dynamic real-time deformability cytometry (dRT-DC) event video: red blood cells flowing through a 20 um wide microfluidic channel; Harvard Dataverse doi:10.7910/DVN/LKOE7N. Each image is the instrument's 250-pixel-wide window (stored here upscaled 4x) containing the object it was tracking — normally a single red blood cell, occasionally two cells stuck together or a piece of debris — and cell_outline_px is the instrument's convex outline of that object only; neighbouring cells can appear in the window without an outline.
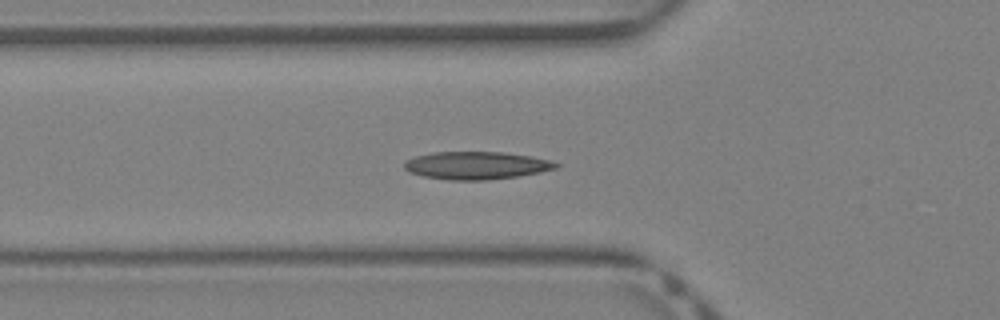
{"species": "Egyptian fruit bat (a non-hibernating species)", "species_latin": "Rousettus aegyptiacus", "temperature_condition": "warm", "stored_images_in_passage": 41, "camera_frame_rate_fps": 3000, "um_per_image_px": 0.085, "animal": {"sex": "female"}, "frame": {"image": 1, "passage_image": 14, "time_ms": 4.333, "image_size_px": [1000, 320], "cell_outline_px": [[560, 164], [556, 168], [540, 172], [516, 176], [488, 180], [448, 180], [424, 176], [408, 172], [404, 168], [404, 160], [416, 156], [432, 152], [504, 152], [552, 160]], "centroid_in_image_um": [40.46, 14.06], "position_along_channel_um": 85.3, "area_um2": 24.51}}
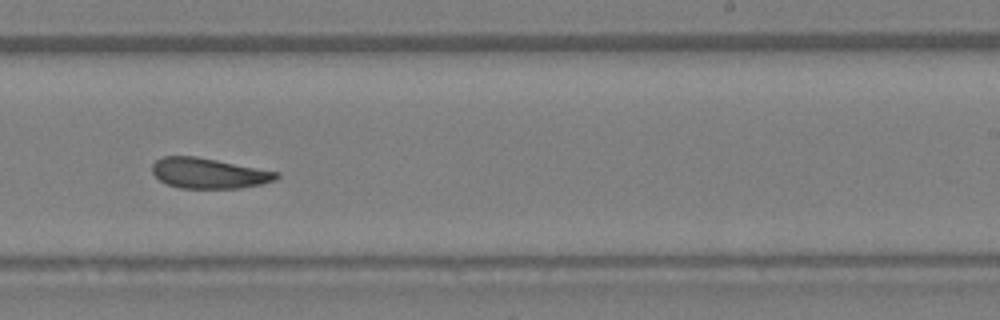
{"frame": {"image": 2, "passage_image": 25, "time_ms": 8.0, "image_size_px": [1000, 320], "cell_outline_px": [[280, 176], [276, 180], [260, 184], [240, 188], [180, 188], [168, 184], [160, 180], [152, 172], [152, 164], [156, 160], [164, 156], [196, 156], [280, 172]], "centroid_in_image_um": [17.76, 14.72], "position_along_channel_um": 271.2, "area_um2": 21.96}}
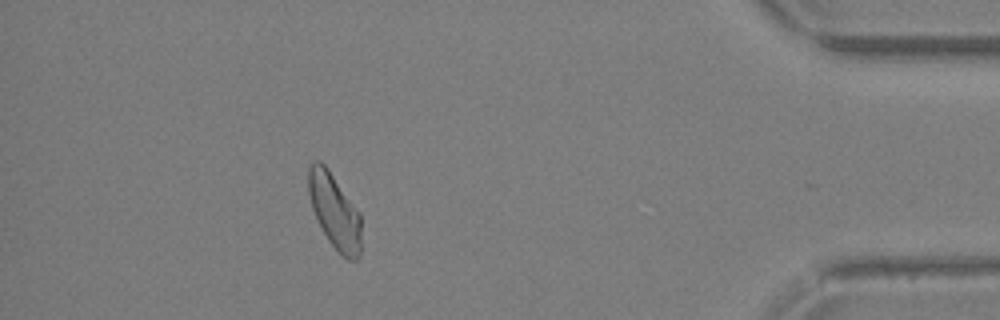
{"frame": {"image": 3, "passage_image": 36, "time_ms": 11.667, "image_size_px": [1000, 320], "cell_outline_px": [[360, 256], [356, 260], [348, 260], [328, 240], [316, 220], [312, 208], [308, 192], [308, 164], [312, 160], [320, 160], [328, 168], [360, 212]], "centroid_in_image_um": [28.41, 17.9], "position_along_channel_um": 406.8, "area_um2": 23.18}}